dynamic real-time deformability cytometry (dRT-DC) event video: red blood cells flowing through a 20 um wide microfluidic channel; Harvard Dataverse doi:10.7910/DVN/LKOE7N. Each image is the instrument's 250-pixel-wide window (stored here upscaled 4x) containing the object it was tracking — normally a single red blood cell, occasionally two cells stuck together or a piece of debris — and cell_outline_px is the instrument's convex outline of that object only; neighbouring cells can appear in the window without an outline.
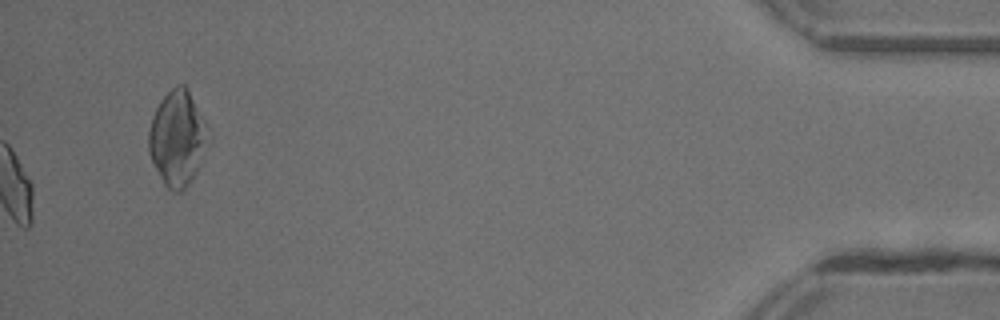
{"species": "common noctule bat (a hibernating species)", "species_latin": "Nyctalus noctula", "temperature_condition": "warm", "stored_images_in_passage": 37, "segment_of_instrument_passage": [2, 2], "camera_frame_rate_fps": 3000, "um_per_image_px": 0.085, "animal": {"sex": "female"}, "frame": {"image": 1, "passage_image": 37, "time_ms": 12.0, "image_size_px": [1000, 320], "cell_outline_px": [[204, 124], [200, 164], [196, 172], [188, 184], [180, 192], [172, 192], [164, 184], [148, 152], [148, 132], [152, 116], [160, 100], [176, 84], [184, 84], [188, 88], [204, 120]], "centroid_in_image_um": [14.99, 11.73], "position_along_channel_um": 420.2, "area_um2": 31.73}}